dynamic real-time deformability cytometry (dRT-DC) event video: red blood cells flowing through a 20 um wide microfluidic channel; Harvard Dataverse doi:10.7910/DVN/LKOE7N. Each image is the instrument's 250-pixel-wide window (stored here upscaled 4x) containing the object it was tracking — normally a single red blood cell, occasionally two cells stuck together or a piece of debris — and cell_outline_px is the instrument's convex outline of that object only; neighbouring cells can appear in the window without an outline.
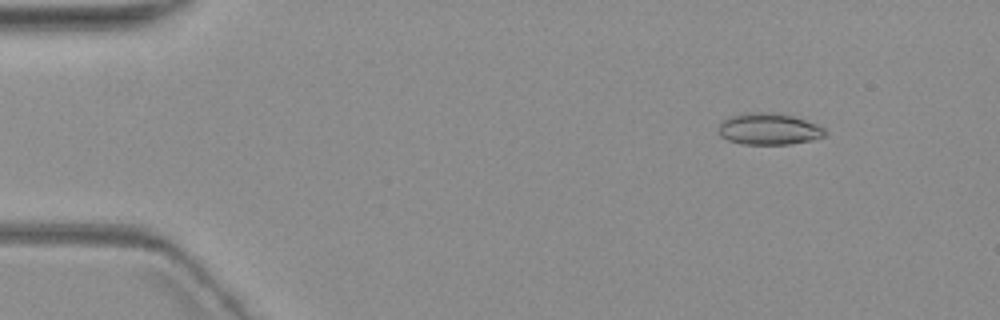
{"species": "common noctule bat (a hibernating species)", "species_latin": "Nyctalus noctula", "temperature_condition": "warm", "stored_images_in_passage": 5, "camera_frame_rate_fps": 3000, "um_per_image_px": 0.085, "animal": {"sex": "female", "body_mass_g": 19.3, "forearm_length_mm": 54.1}, "frame": {"image": 1, "passage_image": 2, "time_ms": 1.333, "image_size_px": [1000, 320], "cell_outline_px": [[828, 132], [824, 136], [812, 140], [788, 144], [744, 144], [728, 140], [720, 136], [716, 128], [720, 120], [728, 116], [752, 112], [764, 112], [792, 116], [816, 124], [824, 128]], "centroid_in_image_um": [65.29, 10.97], "position_along_channel_um": 19.7, "area_um2": 19.65}}
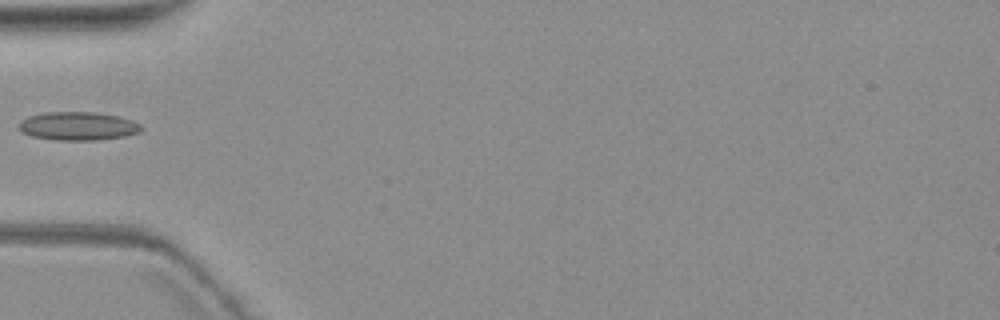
{"frame": {"image": 2, "passage_image": 5, "time_ms": 5.667, "image_size_px": [1000, 320], "cell_outline_px": [[144, 128], [140, 132], [124, 136], [96, 140], [56, 140], [32, 136], [24, 132], [20, 128], [20, 120], [28, 116], [44, 112], [96, 112], [120, 116], [132, 120], [140, 124]], "centroid_in_image_um": [6.66, 10.7], "position_along_channel_um": 78.3, "area_um2": 20.29}}